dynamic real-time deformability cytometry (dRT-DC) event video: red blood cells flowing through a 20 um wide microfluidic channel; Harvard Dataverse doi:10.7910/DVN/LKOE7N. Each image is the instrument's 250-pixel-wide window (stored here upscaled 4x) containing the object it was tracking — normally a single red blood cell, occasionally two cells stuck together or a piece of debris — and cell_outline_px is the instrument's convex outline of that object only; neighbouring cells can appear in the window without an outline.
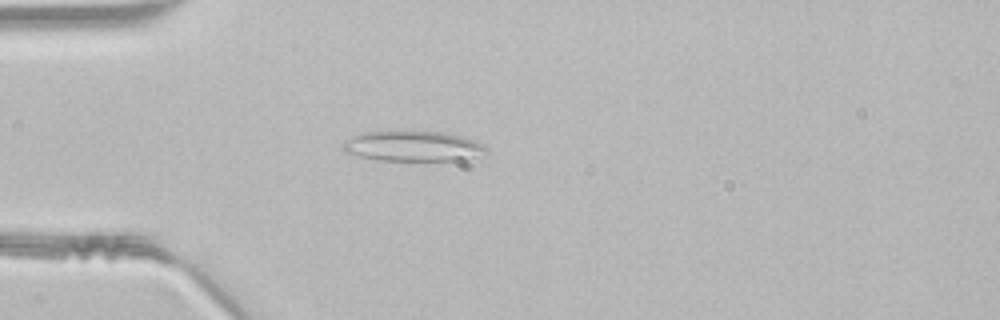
{"species": "common noctule bat (a hibernating species)", "species_latin": "Nyctalus noctula", "temperature_condition": "room temperature", "stored_images_in_passage": 46, "segment_of_instrument_passage": [1, 2], "camera_frame_rate_fps": 3000, "um_per_image_px": 0.085, "animal": {"sex": "male", "body_mass_g": 21.5, "forearm_length_mm": 52.0}, "frame": {"image": 1, "passage_image": 12, "time_ms": 3.667, "image_size_px": [1000, 320], "cell_outline_px": [[488, 152], [460, 160], [380, 160], [360, 156], [344, 152], [344, 140], [360, 132], [448, 132], [464, 136], [484, 144], [488, 148]], "centroid_in_image_um": [35.13, 12.42], "position_along_channel_um": 49.9, "area_um2": 25.09}}
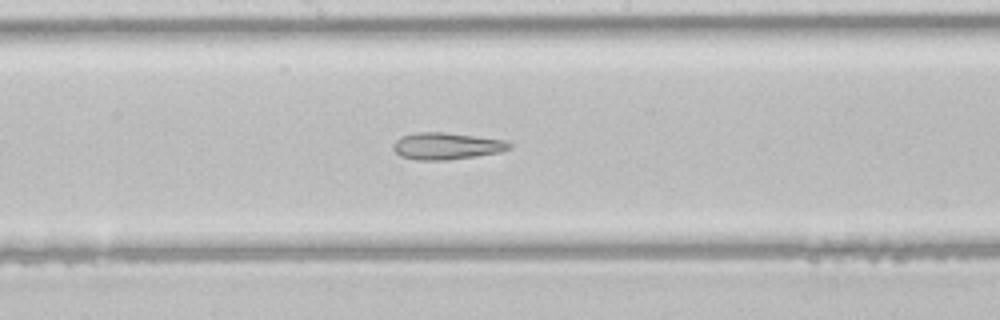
{"frame": {"image": 2, "passage_image": 24, "time_ms": 7.667, "image_size_px": [1000, 320], "cell_outline_px": [[512, 148], [500, 152], [476, 156], [448, 160], [416, 160], [400, 156], [392, 148], [392, 144], [400, 136], [416, 132], [444, 132], [504, 140], [512, 144]], "centroid_in_image_um": [37.93, 12.41], "position_along_channel_um": 210.3, "area_um2": 18.26}}
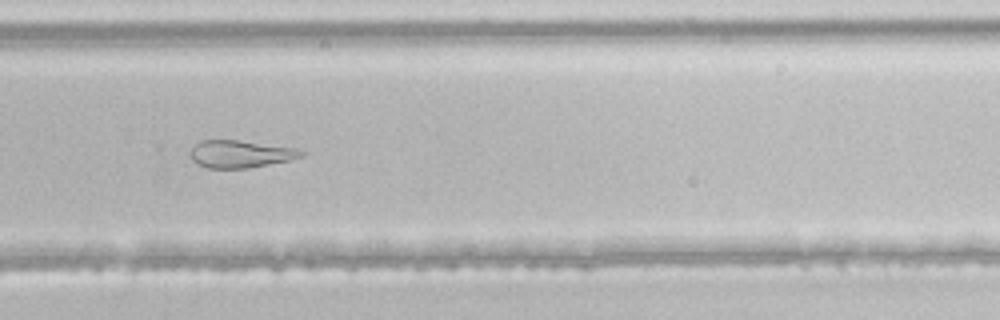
{"frame": {"image": 3, "passage_image": 31, "time_ms": 10.0, "image_size_px": [1000, 320], "cell_outline_px": [[304, 156], [288, 160], [248, 168], [208, 168], [192, 160], [188, 152], [200, 140], [240, 140], [296, 148], [304, 152]], "centroid_in_image_um": [20.41, 13.08], "position_along_channel_um": 309.4, "area_um2": 17.63}}